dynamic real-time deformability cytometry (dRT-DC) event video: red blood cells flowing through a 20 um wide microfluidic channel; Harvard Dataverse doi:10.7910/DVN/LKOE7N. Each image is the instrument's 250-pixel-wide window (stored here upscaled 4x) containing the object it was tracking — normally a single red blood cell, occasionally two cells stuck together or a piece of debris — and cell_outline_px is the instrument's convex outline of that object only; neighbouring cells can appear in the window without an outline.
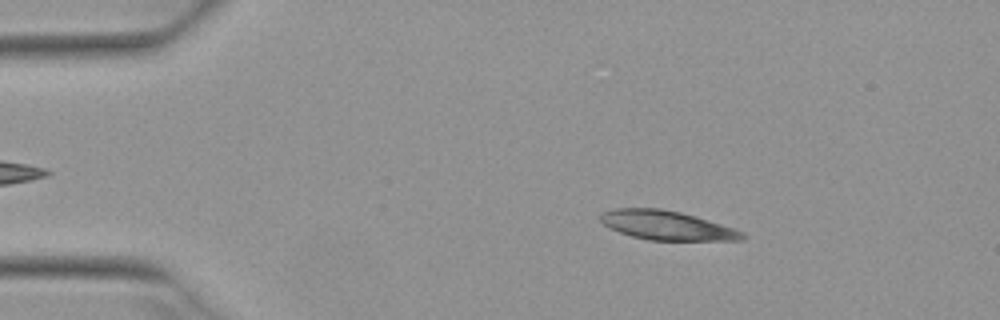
{"species": "Egyptian fruit bat (a non-hibernating species)", "species_latin": "Rousettus aegyptiacus", "temperature_condition": "warm", "stored_images_in_passage": 49, "camera_frame_rate_fps": 3000, "um_per_image_px": 0.085, "animal": {"sex": "female"}, "frame": {"image": 1, "passage_image": 6, "time_ms": 1.667, "image_size_px": [1000, 320], "cell_outline_px": [[748, 236], [744, 240], [648, 240], [632, 236], [620, 232], [604, 224], [600, 220], [600, 212], [616, 208], [660, 208], [680, 212], [720, 224], [744, 232]], "centroid_in_image_um": [56.67, 19.15], "position_along_channel_um": 28.3, "area_um2": 23.87}}
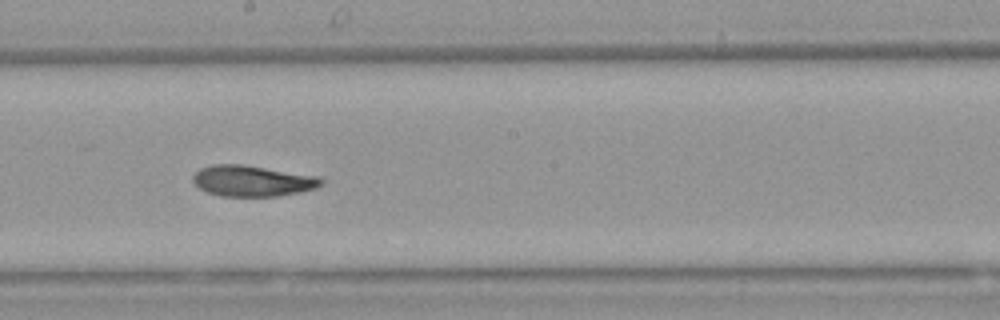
{"frame": {"image": 2, "passage_image": 26, "time_ms": 8.333, "image_size_px": [1000, 320], "cell_outline_px": [[324, 184], [316, 188], [300, 192], [276, 196], [220, 196], [208, 192], [200, 188], [192, 180], [192, 176], [200, 168], [212, 164], [240, 164], [320, 176], [324, 180]], "centroid_in_image_um": [21.48, 15.37], "position_along_channel_um": 226.7, "area_um2": 23.18}}
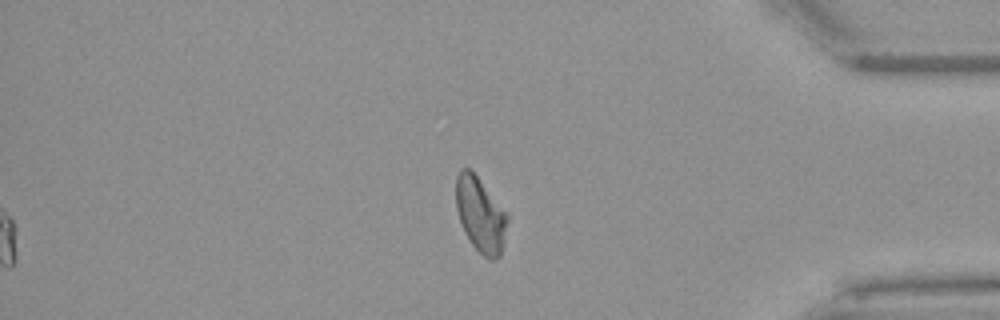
{"frame": {"image": 3, "passage_image": 41, "time_ms": 13.333, "image_size_px": [1000, 320], "cell_outline_px": [[508, 220], [504, 244], [500, 256], [496, 260], [488, 260], [472, 244], [464, 232], [456, 208], [456, 176], [460, 168], [468, 168], [476, 176], [508, 212]], "centroid_in_image_um": [40.86, 18.27], "position_along_channel_um": 394.3, "area_um2": 22.54}, "authors_computed_cell_mechanics": {"area_um2": 23.2934, "velocity_mm_per_s": 3.9257, "shape_relaxation_time_tau1_ms": 10.4722, "shape_relaxation_time_tau2_ms": 5.5867, "deformation_change_tau1": 0.249, "deformation_change_tau2": 0.1065}}